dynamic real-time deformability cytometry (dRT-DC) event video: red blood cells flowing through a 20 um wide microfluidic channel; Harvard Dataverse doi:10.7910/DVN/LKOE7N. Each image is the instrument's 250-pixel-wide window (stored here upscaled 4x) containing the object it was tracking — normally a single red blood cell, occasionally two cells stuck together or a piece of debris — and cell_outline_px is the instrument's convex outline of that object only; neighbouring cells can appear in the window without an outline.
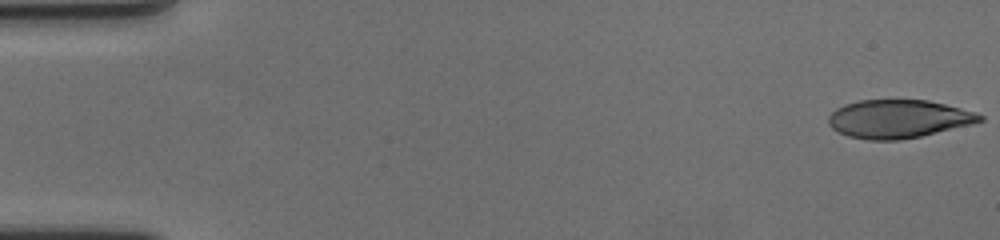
{"species": "human", "species_latin": "Homo sapiens", "temperature_condition": "cold", "stored_images_in_passage": 59, "camera_frame_rate_fps": 3000, "um_per_image_px": 0.085, "donor": {"sex": "female"}, "frame": {"image": 1, "passage_image": 1, "time_ms": 0.0, "image_size_px": [1000, 240], "cell_outline_px": [[984, 120], [972, 124], [920, 136], [900, 140], [868, 140], [848, 136], [832, 128], [828, 124], [828, 116], [836, 108], [844, 104], [860, 100], [928, 100], [976, 112], [984, 116]], "centroid_in_image_um": [76.35, 10.1], "position_along_channel_um": 8.6, "area_um2": 33.7}}
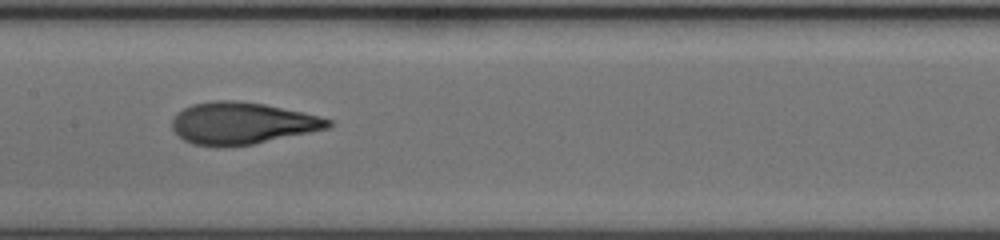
{"frame": {"image": 2, "passage_image": 30, "time_ms": 9.667, "image_size_px": [1000, 240], "cell_outline_px": [[332, 124], [328, 128], [252, 144], [220, 148], [192, 144], [184, 140], [172, 128], [172, 120], [176, 112], [192, 104], [212, 100], [236, 100], [264, 104], [304, 112], [320, 116], [332, 120]], "centroid_in_image_um": [20.54, 10.47], "position_along_channel_um": 186.9, "area_um2": 38.26}}
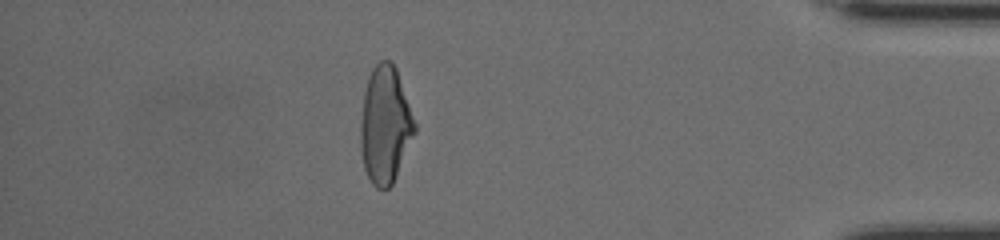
{"frame": {"image": 3, "passage_image": 52, "time_ms": 17.0, "image_size_px": [1000, 240], "cell_outline_px": [[416, 132], [392, 184], [384, 192], [376, 188], [372, 184], [364, 168], [360, 148], [360, 124], [364, 92], [368, 76], [372, 68], [380, 60], [388, 60], [396, 68], [416, 124]], "centroid_in_image_um": [32.72, 10.65], "position_along_channel_um": 402.5, "area_um2": 36.99}, "authors_computed_cell_mechanics": {"area_um2": 36.9342, "velocity_mm_per_s": 3.524, "shape_relaxation_time_tau1_ms": 4.1246, "shape_relaxation_time_tau2_ms": 1.3113, "deformation_change_tau1": 0.1837, "deformation_change_tau2": 0.0836}}